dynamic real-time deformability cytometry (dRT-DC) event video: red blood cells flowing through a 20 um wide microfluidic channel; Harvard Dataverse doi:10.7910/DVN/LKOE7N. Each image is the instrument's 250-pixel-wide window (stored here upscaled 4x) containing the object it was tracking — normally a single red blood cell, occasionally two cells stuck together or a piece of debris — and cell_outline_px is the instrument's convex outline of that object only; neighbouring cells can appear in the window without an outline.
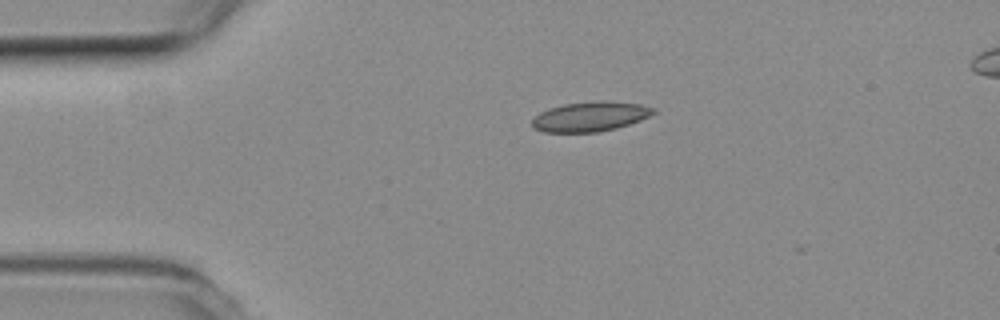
{"species": "common noctule bat (a hibernating species)", "species_latin": "Nyctalus noctula", "temperature_condition": "room temperature", "stored_images_in_passage": 4, "camera_frame_rate_fps": 3000, "um_per_image_px": 0.085, "animal": {"sex": "female", "body_mass_g": 19.3, "forearm_length_mm": 54.1}, "frame": {"image": 1, "passage_image": 2, "time_ms": 0.333, "image_size_px": [1000, 320], "cell_outline_px": [[656, 112], [640, 120], [616, 128], [596, 132], [544, 132], [532, 128], [532, 120], [540, 112], [564, 104], [640, 104], [656, 108]], "centroid_in_image_um": [50.12, 9.97], "position_along_channel_um": 34.9, "area_um2": 19.77}}